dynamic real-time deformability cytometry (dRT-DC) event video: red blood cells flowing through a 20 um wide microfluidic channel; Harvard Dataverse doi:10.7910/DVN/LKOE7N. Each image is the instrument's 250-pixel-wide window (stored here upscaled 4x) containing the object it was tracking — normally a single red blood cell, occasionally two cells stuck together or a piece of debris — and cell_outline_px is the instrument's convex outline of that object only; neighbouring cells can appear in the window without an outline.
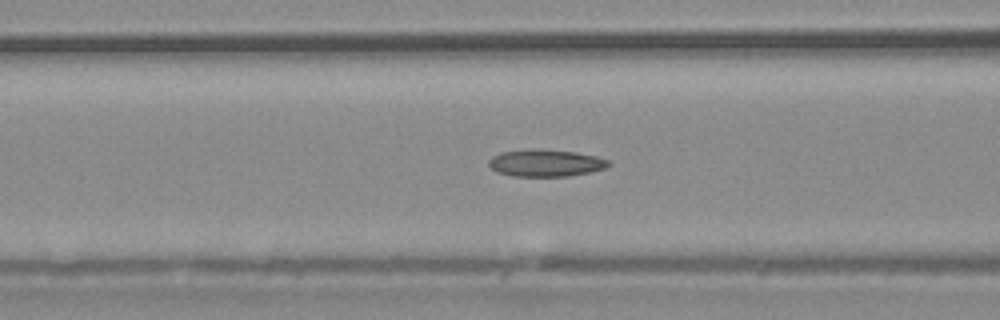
{"species": "common noctule bat (a hibernating species)", "species_latin": "Nyctalus noctula", "temperature_condition": "warm", "stored_images_in_passage": 39, "camera_frame_rate_fps": 3000, "um_per_image_px": 0.085, "animal": {"sex": "male", "body_mass_g": 20.4}, "frame": {"image": 1, "passage_image": 7, "time_ms": 2.0, "image_size_px": [1000, 320], "cell_outline_px": [[612, 164], [604, 168], [588, 172], [568, 176], [512, 176], [496, 172], [488, 164], [488, 160], [492, 156], [500, 152], [576, 152], [596, 156], [612, 160]], "centroid_in_image_um": [46.42, 13.91], "position_along_channel_um": 120.2, "area_um2": 17.98}}
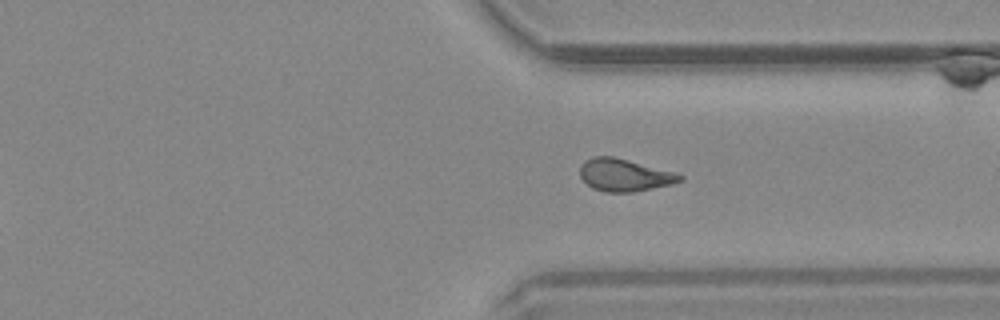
{"frame": {"image": 2, "passage_image": 26, "time_ms": 8.333, "image_size_px": [1000, 320], "cell_outline_px": [[684, 180], [672, 184], [632, 192], [604, 192], [592, 188], [580, 176], [580, 164], [584, 160], [592, 156], [612, 156], [676, 172], [684, 176]], "centroid_in_image_um": [53.07, 14.87], "position_along_channel_um": 358.3, "area_um2": 18.96}}
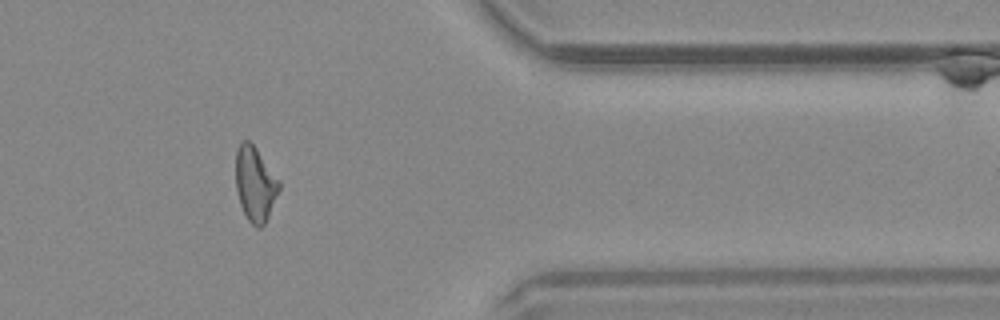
{"frame": {"image": 3, "passage_image": 30, "time_ms": 9.667, "image_size_px": [1000, 320], "cell_outline_px": [[280, 188], [268, 216], [264, 224], [260, 228], [256, 228], [248, 220], [240, 204], [236, 188], [236, 152], [240, 144], [244, 140], [248, 140], [256, 148], [280, 180]], "centroid_in_image_um": [21.69, 15.64], "position_along_channel_um": 389.7, "area_um2": 18.67}, "authors_computed_cell_mechanics": {"area_um2": 18.6694, "velocity_mm_per_s": 3.761, "shape_relaxation_time_tau1_ms": null, "shape_relaxation_time_tau2_ms": 3.1084, "deformation_change_tau1": null, "deformation_change_tau2": 0.105}}